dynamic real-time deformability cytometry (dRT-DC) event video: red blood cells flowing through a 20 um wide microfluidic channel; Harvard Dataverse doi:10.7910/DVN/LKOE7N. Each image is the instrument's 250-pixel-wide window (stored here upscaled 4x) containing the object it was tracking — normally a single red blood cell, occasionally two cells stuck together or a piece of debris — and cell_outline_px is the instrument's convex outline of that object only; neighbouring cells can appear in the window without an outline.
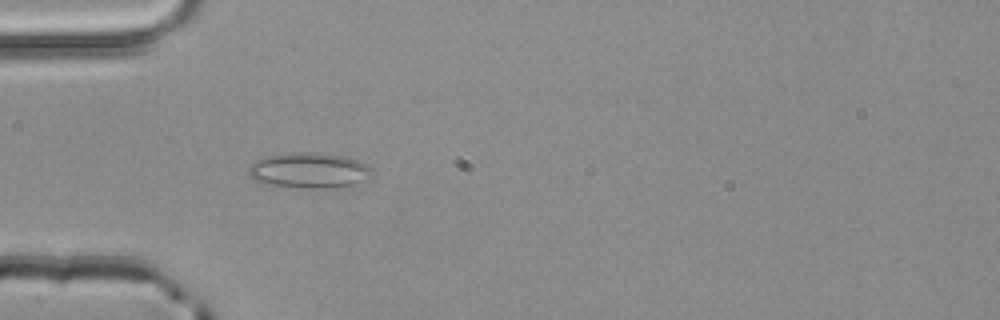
{"species": "common noctule bat (a hibernating species)", "species_latin": "Nyctalus noctula", "temperature_condition": "room temperature", "stored_images_in_passage": 1, "camera_frame_rate_fps": 3000, "um_per_image_px": 0.085, "animal": {"sex": "male", "body_mass_g": 20.4}, "frame": {"image": 1, "passage_image": 1, "time_ms": 0.0, "image_size_px": [1000, 320], "cell_outline_px": [[372, 172], [352, 188], [308, 188], [264, 184], [252, 180], [248, 172], [248, 168], [256, 160], [268, 156], [300, 152], [316, 152], [348, 156], [368, 164], [372, 168]], "centroid_in_image_um": [26.32, 14.5], "position_along_channel_um": 58.7, "area_um2": 25.89}}